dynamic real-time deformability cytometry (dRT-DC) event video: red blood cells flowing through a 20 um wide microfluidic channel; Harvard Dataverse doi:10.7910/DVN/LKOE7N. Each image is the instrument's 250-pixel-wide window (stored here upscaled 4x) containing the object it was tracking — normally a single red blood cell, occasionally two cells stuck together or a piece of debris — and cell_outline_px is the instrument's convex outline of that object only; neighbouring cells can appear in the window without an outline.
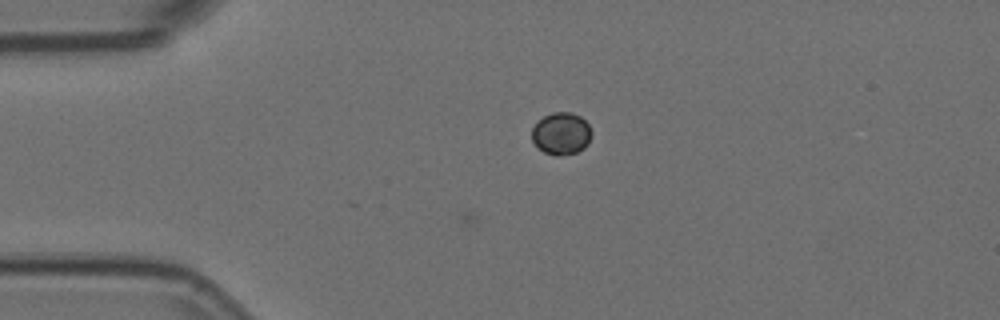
{"species": "Egyptian fruit bat (a non-hibernating species)", "species_latin": "Rousettus aegyptiacus", "temperature_condition": "room temperature", "stored_images_in_passage": 4, "camera_frame_rate_fps": 3000, "um_per_image_px": 0.085, "animal": {"sex": "female"}, "frame": {"image": 1, "passage_image": 4, "time_ms": 1.0, "image_size_px": [1000, 320], "cell_outline_px": [[592, 136], [588, 144], [584, 148], [576, 152], [560, 156], [556, 156], [544, 152], [532, 140], [532, 128], [536, 120], [552, 112], [572, 112], [580, 116], [588, 124], [592, 132]], "centroid_in_image_um": [47.71, 11.34], "position_along_channel_um": 37.3, "area_um2": 14.85}}